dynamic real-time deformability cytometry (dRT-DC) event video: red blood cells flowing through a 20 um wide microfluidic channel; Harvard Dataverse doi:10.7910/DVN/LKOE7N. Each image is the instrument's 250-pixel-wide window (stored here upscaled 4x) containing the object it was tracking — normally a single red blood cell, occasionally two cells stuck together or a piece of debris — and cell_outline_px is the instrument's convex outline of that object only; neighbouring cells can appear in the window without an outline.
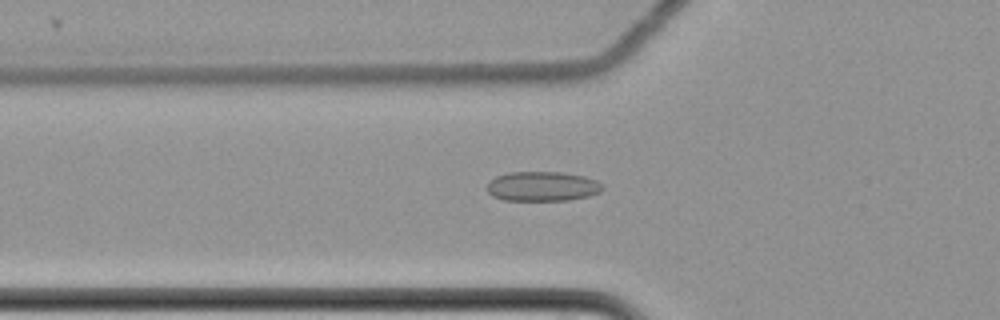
{"species": "common noctule bat (a hibernating species)", "species_latin": "Nyctalus noctula", "temperature_condition": "cold", "stored_images_in_passage": 7, "camera_frame_rate_fps": 3000, "um_per_image_px": 0.085, "animal": {"sex": "female", "body_mass_g": 22.7, "forearm_length_mm": 54.2}, "frame": {"image": 1, "passage_image": 7, "time_ms": 2.0, "image_size_px": [1000, 320], "cell_outline_px": [[604, 188], [600, 192], [588, 196], [568, 200], [504, 200], [492, 196], [488, 192], [488, 184], [496, 176], [508, 172], [564, 172], [584, 176], [596, 180]], "centroid_in_image_um": [46.11, 15.83], "position_along_channel_um": 79.7, "area_um2": 19.88}}